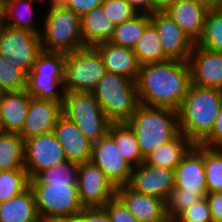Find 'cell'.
<instances>
[{
    "label": "cell",
    "instance_id": "obj_42",
    "mask_svg": "<svg viewBox=\"0 0 222 222\" xmlns=\"http://www.w3.org/2000/svg\"><path fill=\"white\" fill-rule=\"evenodd\" d=\"M68 222H111V220L103 207H90L83 208Z\"/></svg>",
    "mask_w": 222,
    "mask_h": 222
},
{
    "label": "cell",
    "instance_id": "obj_37",
    "mask_svg": "<svg viewBox=\"0 0 222 222\" xmlns=\"http://www.w3.org/2000/svg\"><path fill=\"white\" fill-rule=\"evenodd\" d=\"M28 75L65 76V53L42 51Z\"/></svg>",
    "mask_w": 222,
    "mask_h": 222
},
{
    "label": "cell",
    "instance_id": "obj_2",
    "mask_svg": "<svg viewBox=\"0 0 222 222\" xmlns=\"http://www.w3.org/2000/svg\"><path fill=\"white\" fill-rule=\"evenodd\" d=\"M222 102V90L191 84L178 109L180 133L194 145L212 132Z\"/></svg>",
    "mask_w": 222,
    "mask_h": 222
},
{
    "label": "cell",
    "instance_id": "obj_15",
    "mask_svg": "<svg viewBox=\"0 0 222 222\" xmlns=\"http://www.w3.org/2000/svg\"><path fill=\"white\" fill-rule=\"evenodd\" d=\"M175 187L184 192H198L202 197L208 193L204 166V146L193 145L174 170Z\"/></svg>",
    "mask_w": 222,
    "mask_h": 222
},
{
    "label": "cell",
    "instance_id": "obj_35",
    "mask_svg": "<svg viewBox=\"0 0 222 222\" xmlns=\"http://www.w3.org/2000/svg\"><path fill=\"white\" fill-rule=\"evenodd\" d=\"M28 73L0 54V89L2 92L22 91L27 88Z\"/></svg>",
    "mask_w": 222,
    "mask_h": 222
},
{
    "label": "cell",
    "instance_id": "obj_10",
    "mask_svg": "<svg viewBox=\"0 0 222 222\" xmlns=\"http://www.w3.org/2000/svg\"><path fill=\"white\" fill-rule=\"evenodd\" d=\"M77 186L84 208L103 207L116 196V187L92 161L79 164Z\"/></svg>",
    "mask_w": 222,
    "mask_h": 222
},
{
    "label": "cell",
    "instance_id": "obj_21",
    "mask_svg": "<svg viewBox=\"0 0 222 222\" xmlns=\"http://www.w3.org/2000/svg\"><path fill=\"white\" fill-rule=\"evenodd\" d=\"M107 72L121 74L137 81L142 64L133 48L111 44L110 42L96 45Z\"/></svg>",
    "mask_w": 222,
    "mask_h": 222
},
{
    "label": "cell",
    "instance_id": "obj_20",
    "mask_svg": "<svg viewBox=\"0 0 222 222\" xmlns=\"http://www.w3.org/2000/svg\"><path fill=\"white\" fill-rule=\"evenodd\" d=\"M31 96L26 89L2 92L0 95V131L20 134L24 125Z\"/></svg>",
    "mask_w": 222,
    "mask_h": 222
},
{
    "label": "cell",
    "instance_id": "obj_28",
    "mask_svg": "<svg viewBox=\"0 0 222 222\" xmlns=\"http://www.w3.org/2000/svg\"><path fill=\"white\" fill-rule=\"evenodd\" d=\"M24 148L20 134L0 131V170H25Z\"/></svg>",
    "mask_w": 222,
    "mask_h": 222
},
{
    "label": "cell",
    "instance_id": "obj_36",
    "mask_svg": "<svg viewBox=\"0 0 222 222\" xmlns=\"http://www.w3.org/2000/svg\"><path fill=\"white\" fill-rule=\"evenodd\" d=\"M204 166L208 193L222 192V149L204 146Z\"/></svg>",
    "mask_w": 222,
    "mask_h": 222
},
{
    "label": "cell",
    "instance_id": "obj_11",
    "mask_svg": "<svg viewBox=\"0 0 222 222\" xmlns=\"http://www.w3.org/2000/svg\"><path fill=\"white\" fill-rule=\"evenodd\" d=\"M66 160L63 147L53 132L25 140L24 164L30 179Z\"/></svg>",
    "mask_w": 222,
    "mask_h": 222
},
{
    "label": "cell",
    "instance_id": "obj_30",
    "mask_svg": "<svg viewBox=\"0 0 222 222\" xmlns=\"http://www.w3.org/2000/svg\"><path fill=\"white\" fill-rule=\"evenodd\" d=\"M150 23L149 14L138 13L133 18L117 24L109 42L117 46L134 48Z\"/></svg>",
    "mask_w": 222,
    "mask_h": 222
},
{
    "label": "cell",
    "instance_id": "obj_45",
    "mask_svg": "<svg viewBox=\"0 0 222 222\" xmlns=\"http://www.w3.org/2000/svg\"><path fill=\"white\" fill-rule=\"evenodd\" d=\"M213 222H222V192L206 194Z\"/></svg>",
    "mask_w": 222,
    "mask_h": 222
},
{
    "label": "cell",
    "instance_id": "obj_25",
    "mask_svg": "<svg viewBox=\"0 0 222 222\" xmlns=\"http://www.w3.org/2000/svg\"><path fill=\"white\" fill-rule=\"evenodd\" d=\"M0 222H41L37 213L33 190L0 203Z\"/></svg>",
    "mask_w": 222,
    "mask_h": 222
},
{
    "label": "cell",
    "instance_id": "obj_7",
    "mask_svg": "<svg viewBox=\"0 0 222 222\" xmlns=\"http://www.w3.org/2000/svg\"><path fill=\"white\" fill-rule=\"evenodd\" d=\"M42 20L43 51L67 54L86 47L81 35V17L69 8L46 13Z\"/></svg>",
    "mask_w": 222,
    "mask_h": 222
},
{
    "label": "cell",
    "instance_id": "obj_38",
    "mask_svg": "<svg viewBox=\"0 0 222 222\" xmlns=\"http://www.w3.org/2000/svg\"><path fill=\"white\" fill-rule=\"evenodd\" d=\"M202 198L196 191L184 192V189L174 187L165 201L167 217L175 219L182 211Z\"/></svg>",
    "mask_w": 222,
    "mask_h": 222
},
{
    "label": "cell",
    "instance_id": "obj_27",
    "mask_svg": "<svg viewBox=\"0 0 222 222\" xmlns=\"http://www.w3.org/2000/svg\"><path fill=\"white\" fill-rule=\"evenodd\" d=\"M65 76L28 75L27 93L38 99H49L62 103L65 95Z\"/></svg>",
    "mask_w": 222,
    "mask_h": 222
},
{
    "label": "cell",
    "instance_id": "obj_12",
    "mask_svg": "<svg viewBox=\"0 0 222 222\" xmlns=\"http://www.w3.org/2000/svg\"><path fill=\"white\" fill-rule=\"evenodd\" d=\"M120 152L109 134L92 144L91 161L105 173L116 188L128 185L133 171V167Z\"/></svg>",
    "mask_w": 222,
    "mask_h": 222
},
{
    "label": "cell",
    "instance_id": "obj_5",
    "mask_svg": "<svg viewBox=\"0 0 222 222\" xmlns=\"http://www.w3.org/2000/svg\"><path fill=\"white\" fill-rule=\"evenodd\" d=\"M62 115L73 121L92 144L105 137L112 124L93 92L66 91Z\"/></svg>",
    "mask_w": 222,
    "mask_h": 222
},
{
    "label": "cell",
    "instance_id": "obj_19",
    "mask_svg": "<svg viewBox=\"0 0 222 222\" xmlns=\"http://www.w3.org/2000/svg\"><path fill=\"white\" fill-rule=\"evenodd\" d=\"M116 196L138 222H160L167 218L166 204L163 199L138 193L128 185L117 187Z\"/></svg>",
    "mask_w": 222,
    "mask_h": 222
},
{
    "label": "cell",
    "instance_id": "obj_44",
    "mask_svg": "<svg viewBox=\"0 0 222 222\" xmlns=\"http://www.w3.org/2000/svg\"><path fill=\"white\" fill-rule=\"evenodd\" d=\"M104 0H68V8L82 17L93 8L101 6Z\"/></svg>",
    "mask_w": 222,
    "mask_h": 222
},
{
    "label": "cell",
    "instance_id": "obj_6",
    "mask_svg": "<svg viewBox=\"0 0 222 222\" xmlns=\"http://www.w3.org/2000/svg\"><path fill=\"white\" fill-rule=\"evenodd\" d=\"M41 222H68L84 207L77 184H30Z\"/></svg>",
    "mask_w": 222,
    "mask_h": 222
},
{
    "label": "cell",
    "instance_id": "obj_40",
    "mask_svg": "<svg viewBox=\"0 0 222 222\" xmlns=\"http://www.w3.org/2000/svg\"><path fill=\"white\" fill-rule=\"evenodd\" d=\"M175 220L176 222H213L206 197L182 211Z\"/></svg>",
    "mask_w": 222,
    "mask_h": 222
},
{
    "label": "cell",
    "instance_id": "obj_14",
    "mask_svg": "<svg viewBox=\"0 0 222 222\" xmlns=\"http://www.w3.org/2000/svg\"><path fill=\"white\" fill-rule=\"evenodd\" d=\"M128 186L134 191L167 200L175 187L174 169L152 166L142 162L133 167Z\"/></svg>",
    "mask_w": 222,
    "mask_h": 222
},
{
    "label": "cell",
    "instance_id": "obj_51",
    "mask_svg": "<svg viewBox=\"0 0 222 222\" xmlns=\"http://www.w3.org/2000/svg\"><path fill=\"white\" fill-rule=\"evenodd\" d=\"M1 10H2V0H0V24H1Z\"/></svg>",
    "mask_w": 222,
    "mask_h": 222
},
{
    "label": "cell",
    "instance_id": "obj_33",
    "mask_svg": "<svg viewBox=\"0 0 222 222\" xmlns=\"http://www.w3.org/2000/svg\"><path fill=\"white\" fill-rule=\"evenodd\" d=\"M78 169V163L66 160L39 172L30 179V184H77Z\"/></svg>",
    "mask_w": 222,
    "mask_h": 222
},
{
    "label": "cell",
    "instance_id": "obj_41",
    "mask_svg": "<svg viewBox=\"0 0 222 222\" xmlns=\"http://www.w3.org/2000/svg\"><path fill=\"white\" fill-rule=\"evenodd\" d=\"M103 208L107 211L111 222H138L117 196L109 200Z\"/></svg>",
    "mask_w": 222,
    "mask_h": 222
},
{
    "label": "cell",
    "instance_id": "obj_1",
    "mask_svg": "<svg viewBox=\"0 0 222 222\" xmlns=\"http://www.w3.org/2000/svg\"><path fill=\"white\" fill-rule=\"evenodd\" d=\"M191 84L188 61L143 64L136 81L139 104L178 111Z\"/></svg>",
    "mask_w": 222,
    "mask_h": 222
},
{
    "label": "cell",
    "instance_id": "obj_24",
    "mask_svg": "<svg viewBox=\"0 0 222 222\" xmlns=\"http://www.w3.org/2000/svg\"><path fill=\"white\" fill-rule=\"evenodd\" d=\"M40 0H2L1 22L12 28L40 34V26L35 21L34 3Z\"/></svg>",
    "mask_w": 222,
    "mask_h": 222
},
{
    "label": "cell",
    "instance_id": "obj_4",
    "mask_svg": "<svg viewBox=\"0 0 222 222\" xmlns=\"http://www.w3.org/2000/svg\"><path fill=\"white\" fill-rule=\"evenodd\" d=\"M93 93L112 123H126L139 106L136 82L121 74L106 72Z\"/></svg>",
    "mask_w": 222,
    "mask_h": 222
},
{
    "label": "cell",
    "instance_id": "obj_26",
    "mask_svg": "<svg viewBox=\"0 0 222 222\" xmlns=\"http://www.w3.org/2000/svg\"><path fill=\"white\" fill-rule=\"evenodd\" d=\"M194 144L182 133L149 153L144 162L152 166L174 169Z\"/></svg>",
    "mask_w": 222,
    "mask_h": 222
},
{
    "label": "cell",
    "instance_id": "obj_13",
    "mask_svg": "<svg viewBox=\"0 0 222 222\" xmlns=\"http://www.w3.org/2000/svg\"><path fill=\"white\" fill-rule=\"evenodd\" d=\"M151 23L159 33L163 51L170 60L188 61L195 42L165 11L150 14Z\"/></svg>",
    "mask_w": 222,
    "mask_h": 222
},
{
    "label": "cell",
    "instance_id": "obj_22",
    "mask_svg": "<svg viewBox=\"0 0 222 222\" xmlns=\"http://www.w3.org/2000/svg\"><path fill=\"white\" fill-rule=\"evenodd\" d=\"M209 9L191 0H175L166 10L174 22L196 43Z\"/></svg>",
    "mask_w": 222,
    "mask_h": 222
},
{
    "label": "cell",
    "instance_id": "obj_43",
    "mask_svg": "<svg viewBox=\"0 0 222 222\" xmlns=\"http://www.w3.org/2000/svg\"><path fill=\"white\" fill-rule=\"evenodd\" d=\"M201 144L213 149H222V102L213 130Z\"/></svg>",
    "mask_w": 222,
    "mask_h": 222
},
{
    "label": "cell",
    "instance_id": "obj_23",
    "mask_svg": "<svg viewBox=\"0 0 222 222\" xmlns=\"http://www.w3.org/2000/svg\"><path fill=\"white\" fill-rule=\"evenodd\" d=\"M116 24L105 14L102 5L93 8L81 17V35L84 45L95 47L109 42Z\"/></svg>",
    "mask_w": 222,
    "mask_h": 222
},
{
    "label": "cell",
    "instance_id": "obj_16",
    "mask_svg": "<svg viewBox=\"0 0 222 222\" xmlns=\"http://www.w3.org/2000/svg\"><path fill=\"white\" fill-rule=\"evenodd\" d=\"M188 64L192 84L222 90L221 52H213L194 44Z\"/></svg>",
    "mask_w": 222,
    "mask_h": 222
},
{
    "label": "cell",
    "instance_id": "obj_17",
    "mask_svg": "<svg viewBox=\"0 0 222 222\" xmlns=\"http://www.w3.org/2000/svg\"><path fill=\"white\" fill-rule=\"evenodd\" d=\"M61 115L62 103L31 97L20 135L26 140L37 135L52 133Z\"/></svg>",
    "mask_w": 222,
    "mask_h": 222
},
{
    "label": "cell",
    "instance_id": "obj_8",
    "mask_svg": "<svg viewBox=\"0 0 222 222\" xmlns=\"http://www.w3.org/2000/svg\"><path fill=\"white\" fill-rule=\"evenodd\" d=\"M103 59L95 47L65 54V91L93 92L105 75Z\"/></svg>",
    "mask_w": 222,
    "mask_h": 222
},
{
    "label": "cell",
    "instance_id": "obj_47",
    "mask_svg": "<svg viewBox=\"0 0 222 222\" xmlns=\"http://www.w3.org/2000/svg\"><path fill=\"white\" fill-rule=\"evenodd\" d=\"M43 3L44 1L48 0H41ZM50 2V3H49ZM47 5V10H45V13H50L54 11H59L68 8V0H49Z\"/></svg>",
    "mask_w": 222,
    "mask_h": 222
},
{
    "label": "cell",
    "instance_id": "obj_32",
    "mask_svg": "<svg viewBox=\"0 0 222 222\" xmlns=\"http://www.w3.org/2000/svg\"><path fill=\"white\" fill-rule=\"evenodd\" d=\"M195 44L222 53V5L208 11L203 33Z\"/></svg>",
    "mask_w": 222,
    "mask_h": 222
},
{
    "label": "cell",
    "instance_id": "obj_39",
    "mask_svg": "<svg viewBox=\"0 0 222 222\" xmlns=\"http://www.w3.org/2000/svg\"><path fill=\"white\" fill-rule=\"evenodd\" d=\"M105 14L117 25L138 14L127 0H104L102 3Z\"/></svg>",
    "mask_w": 222,
    "mask_h": 222
},
{
    "label": "cell",
    "instance_id": "obj_3",
    "mask_svg": "<svg viewBox=\"0 0 222 222\" xmlns=\"http://www.w3.org/2000/svg\"><path fill=\"white\" fill-rule=\"evenodd\" d=\"M126 123L134 131L144 158L180 133L178 111L169 108L139 104Z\"/></svg>",
    "mask_w": 222,
    "mask_h": 222
},
{
    "label": "cell",
    "instance_id": "obj_9",
    "mask_svg": "<svg viewBox=\"0 0 222 222\" xmlns=\"http://www.w3.org/2000/svg\"><path fill=\"white\" fill-rule=\"evenodd\" d=\"M40 34L0 24V54L16 66L31 71L42 52Z\"/></svg>",
    "mask_w": 222,
    "mask_h": 222
},
{
    "label": "cell",
    "instance_id": "obj_48",
    "mask_svg": "<svg viewBox=\"0 0 222 222\" xmlns=\"http://www.w3.org/2000/svg\"><path fill=\"white\" fill-rule=\"evenodd\" d=\"M152 13L155 11H165L175 0H150Z\"/></svg>",
    "mask_w": 222,
    "mask_h": 222
},
{
    "label": "cell",
    "instance_id": "obj_18",
    "mask_svg": "<svg viewBox=\"0 0 222 222\" xmlns=\"http://www.w3.org/2000/svg\"><path fill=\"white\" fill-rule=\"evenodd\" d=\"M53 133L57 141L62 145L68 161L78 164L91 161L92 143L73 121L61 115Z\"/></svg>",
    "mask_w": 222,
    "mask_h": 222
},
{
    "label": "cell",
    "instance_id": "obj_46",
    "mask_svg": "<svg viewBox=\"0 0 222 222\" xmlns=\"http://www.w3.org/2000/svg\"><path fill=\"white\" fill-rule=\"evenodd\" d=\"M130 6L138 13L152 14V4L150 0H127Z\"/></svg>",
    "mask_w": 222,
    "mask_h": 222
},
{
    "label": "cell",
    "instance_id": "obj_34",
    "mask_svg": "<svg viewBox=\"0 0 222 222\" xmlns=\"http://www.w3.org/2000/svg\"><path fill=\"white\" fill-rule=\"evenodd\" d=\"M30 178L26 170H0V203L27 190Z\"/></svg>",
    "mask_w": 222,
    "mask_h": 222
},
{
    "label": "cell",
    "instance_id": "obj_49",
    "mask_svg": "<svg viewBox=\"0 0 222 222\" xmlns=\"http://www.w3.org/2000/svg\"><path fill=\"white\" fill-rule=\"evenodd\" d=\"M191 1L203 5L209 10L218 8L222 5L221 0H191Z\"/></svg>",
    "mask_w": 222,
    "mask_h": 222
},
{
    "label": "cell",
    "instance_id": "obj_50",
    "mask_svg": "<svg viewBox=\"0 0 222 222\" xmlns=\"http://www.w3.org/2000/svg\"><path fill=\"white\" fill-rule=\"evenodd\" d=\"M160 222H176V220L174 218L167 217L163 221H160Z\"/></svg>",
    "mask_w": 222,
    "mask_h": 222
},
{
    "label": "cell",
    "instance_id": "obj_29",
    "mask_svg": "<svg viewBox=\"0 0 222 222\" xmlns=\"http://www.w3.org/2000/svg\"><path fill=\"white\" fill-rule=\"evenodd\" d=\"M108 134L115 140L120 153L132 167L144 162L137 137L127 123H112Z\"/></svg>",
    "mask_w": 222,
    "mask_h": 222
},
{
    "label": "cell",
    "instance_id": "obj_31",
    "mask_svg": "<svg viewBox=\"0 0 222 222\" xmlns=\"http://www.w3.org/2000/svg\"><path fill=\"white\" fill-rule=\"evenodd\" d=\"M133 51L142 65L170 60L163 51L159 33L152 23L146 27L143 35L134 46Z\"/></svg>",
    "mask_w": 222,
    "mask_h": 222
}]
</instances>
